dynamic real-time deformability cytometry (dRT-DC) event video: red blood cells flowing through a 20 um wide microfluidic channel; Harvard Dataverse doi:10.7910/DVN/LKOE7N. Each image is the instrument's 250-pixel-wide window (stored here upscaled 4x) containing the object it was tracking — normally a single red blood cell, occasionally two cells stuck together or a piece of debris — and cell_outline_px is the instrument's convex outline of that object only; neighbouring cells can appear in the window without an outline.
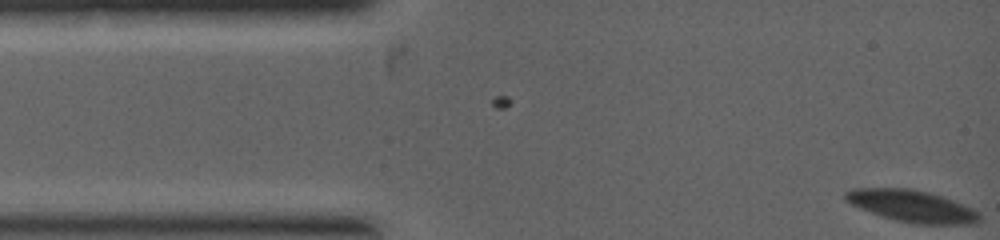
{"species": "common noctule bat (a hibernating species)", "species_latin": "Nyctalus noctula", "temperature_condition": "warm", "stored_images_in_passage": 21, "camera_frame_rate_fps": 5000, "um_per_image_px": 0.085, "animal": {"sex": "female", "body_mass_g": 19.0, "forearm_length_mm": 53.3}, "frame": {"image": 1, "passage_image": 1, "time_ms": 0.0, "image_size_px": [1000, 240], "cell_outline_px": [[980, 220], [972, 224], [912, 224], [880, 216], [860, 208], [844, 200], [844, 192], [852, 188], [912, 188], [944, 196], [972, 208], [980, 212]], "centroid_in_image_um": [77.51, 17.51], "position_along_channel_um": 7.5, "area_um2": 25.14}}
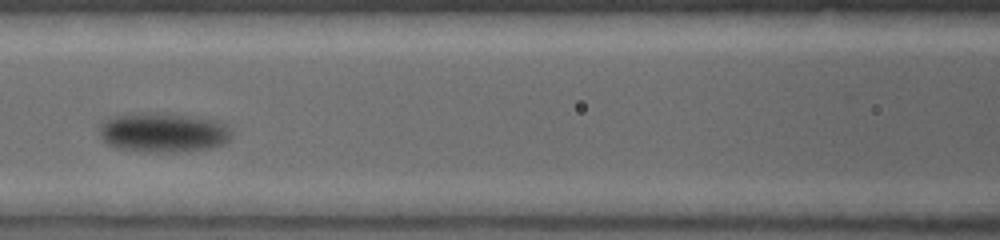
{"frame": {"image": 2, "passage_image": 12, "time_ms": 3.6, "image_size_px": [1000, 240], "cell_outline_px": [[232, 136], [224, 144], [208, 148], [176, 152], [144, 152], [116, 148], [108, 144], [100, 136], [100, 120], [112, 116], [132, 112], [168, 112], [216, 120], [228, 124], [232, 132]], "centroid_in_image_um": [13.85, 11.23], "position_along_channel_um": 152.7, "area_um2": 31.33}}
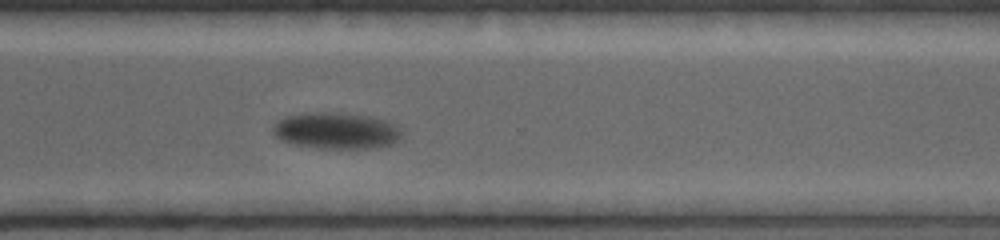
{"frame": {"image": 3, "passage_image": 21, "time_ms": 6.6, "image_size_px": [1000, 240], "cell_outline_px": [[404, 136], [392, 144], [364, 148], [320, 148], [292, 144], [280, 140], [272, 132], [272, 128], [280, 120], [288, 116], [320, 112], [332, 112], [368, 116], [388, 120], [400, 128]], "centroid_in_image_um": [28.62, 11.11], "position_along_channel_um": 342.0, "area_um2": 27.11}}